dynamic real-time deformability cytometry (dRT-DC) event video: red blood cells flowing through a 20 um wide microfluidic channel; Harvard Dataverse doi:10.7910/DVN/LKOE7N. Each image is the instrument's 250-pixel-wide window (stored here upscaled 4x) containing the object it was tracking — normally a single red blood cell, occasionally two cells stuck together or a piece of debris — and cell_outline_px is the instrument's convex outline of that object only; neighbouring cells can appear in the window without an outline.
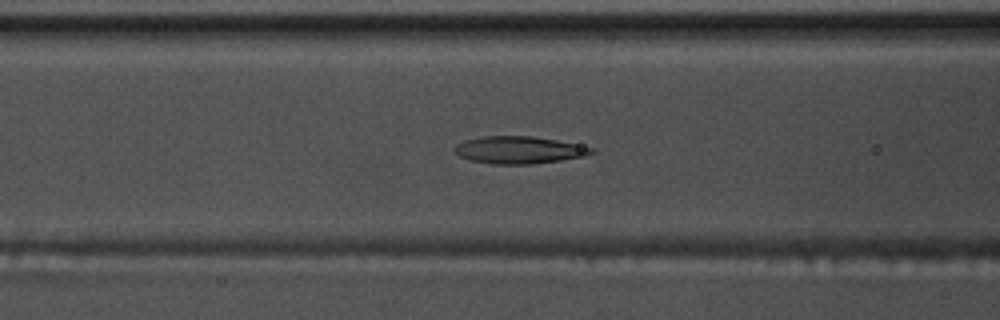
{"species": "common noctule bat (a hibernating species)", "species_latin": "Nyctalus noctula", "temperature_condition": "warm", "stored_images_in_passage": 48, "camera_frame_rate_fps": 3000, "um_per_image_px": 0.085, "animal": {"sex": "male", "body_mass_g": 17.5, "forearm_length_mm": 52.3}, "frame": {"image": 1, "passage_image": 16, "time_ms": 5.0, "image_size_px": [1000, 320], "cell_outline_px": [[596, 152], [584, 156], [560, 160], [532, 164], [492, 164], [472, 160], [460, 156], [452, 152], [452, 148], [456, 144], [464, 140], [480, 136], [532, 136], [556, 140], [596, 148]], "centroid_in_image_um": [44.08, 12.74], "position_along_channel_um": 122.5, "area_um2": 21.91}}
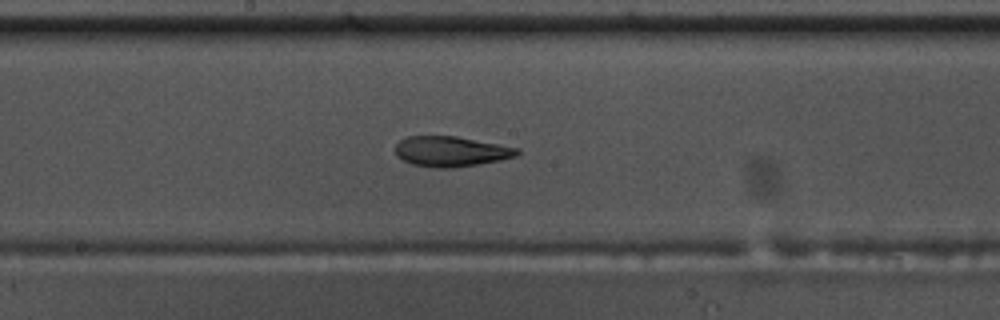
{"frame": {"image": 2, "passage_image": 23, "time_ms": 7.333, "image_size_px": [1000, 320], "cell_outline_px": [[520, 152], [516, 156], [500, 160], [452, 168], [436, 168], [412, 164], [396, 156], [396, 144], [404, 136], [456, 136], [520, 148]], "centroid_in_image_um": [38.32, 12.86], "position_along_channel_um": 209.9, "area_um2": 21.44}}
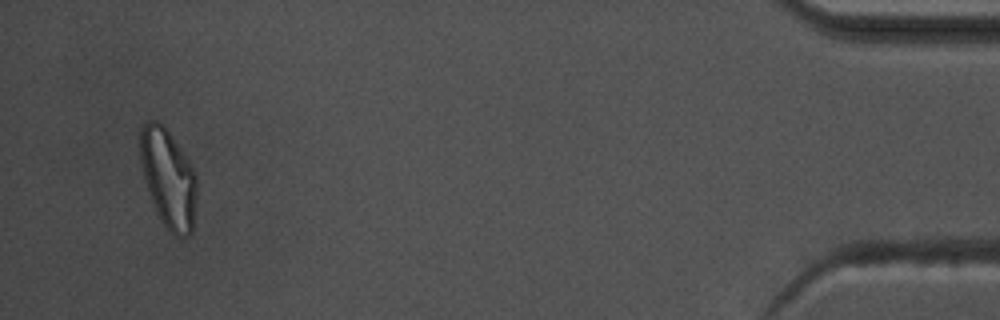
{"frame": {"image": 3, "passage_image": 46, "time_ms": 15.0, "image_size_px": [1000, 320], "cell_outline_px": [[196, 196], [192, 232], [188, 236], [176, 236], [164, 224], [156, 212], [140, 164], [140, 128], [148, 120], [156, 120], [164, 124], [192, 168], [196, 176]], "centroid_in_image_um": [14.29, 15.13], "position_along_channel_um": 420.9, "area_um2": 32.02}, "authors_computed_cell_mechanics": {"area_um2": 22.4264, "velocity_mm_per_s": 3.7625, "shape_relaxation_time_tau1_ms": null, "shape_relaxation_time_tau2_ms": 2.486, "deformation_change_tau1": null, "deformation_change_tau2": 0.1021}}